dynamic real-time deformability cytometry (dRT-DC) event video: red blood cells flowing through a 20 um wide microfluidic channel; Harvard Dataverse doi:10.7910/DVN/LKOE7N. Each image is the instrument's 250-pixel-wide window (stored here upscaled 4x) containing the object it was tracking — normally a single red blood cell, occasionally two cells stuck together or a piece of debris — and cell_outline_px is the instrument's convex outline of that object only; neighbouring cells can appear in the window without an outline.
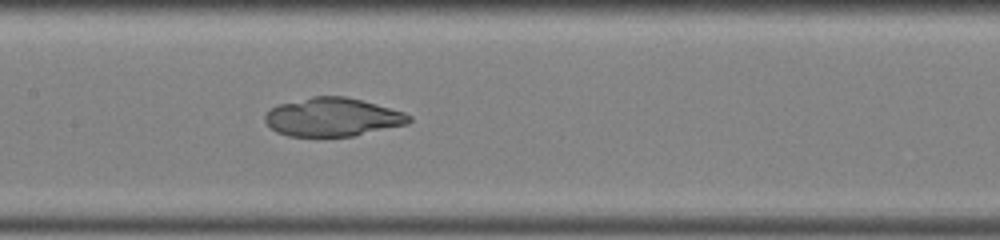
{"species": "common noctule bat (a hibernating species)", "species_latin": "Nyctalus noctula", "temperature_condition": "room temperature", "stored_images_in_passage": 50, "camera_frame_rate_fps": 3000, "um_per_image_px": 0.085, "animal": {"sex": "female", "body_mass_g": 22.0, "forearm_length_mm": 56.7}, "frame": {"image": 1, "passage_image": 26, "time_ms": 8.333, "image_size_px": [1000, 240], "cell_outline_px": [[412, 120], [408, 124], [352, 136], [288, 136], [276, 132], [264, 120], [264, 116], [272, 108], [280, 104], [312, 96], [344, 96], [376, 104], [404, 112], [412, 116]], "centroid_in_image_um": [28.29, 9.96], "position_along_channel_um": 179.1, "area_um2": 32.08}}
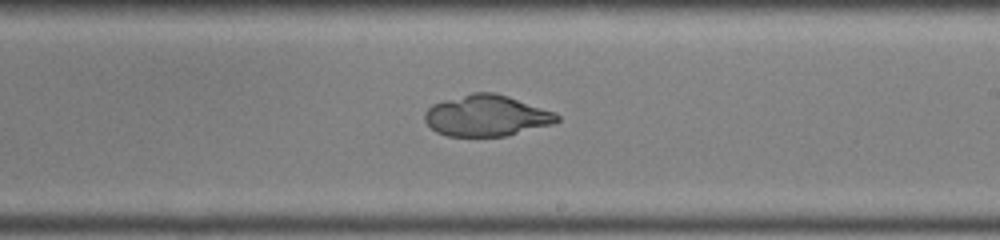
{"frame": {"image": 2, "passage_image": 31, "time_ms": 10.0, "image_size_px": [1000, 240], "cell_outline_px": [[560, 120], [552, 124], [504, 136], [448, 136], [436, 132], [424, 120], [424, 112], [432, 104], [444, 100], [472, 92], [496, 92], [556, 112], [560, 116]], "centroid_in_image_um": [41.35, 9.82], "position_along_channel_um": 247.6, "area_um2": 31.73}}
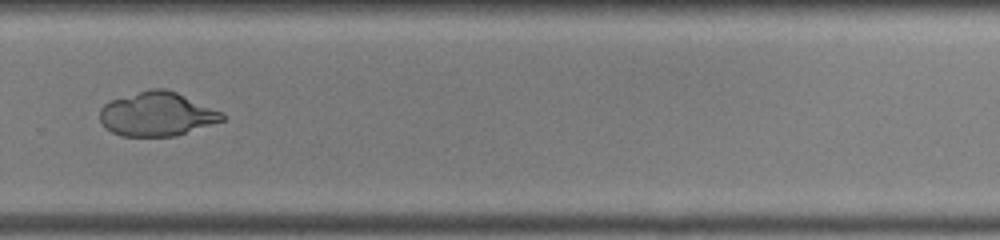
{"frame": {"image": 3, "passage_image": 36, "time_ms": 11.667, "image_size_px": [1000, 240], "cell_outline_px": [[224, 120], [176, 136], [120, 136], [112, 132], [100, 120], [100, 108], [108, 100], [152, 88], [164, 88], [176, 92], [224, 112]], "centroid_in_image_um": [13.34, 9.69], "position_along_channel_um": 316.5, "area_um2": 31.39}}